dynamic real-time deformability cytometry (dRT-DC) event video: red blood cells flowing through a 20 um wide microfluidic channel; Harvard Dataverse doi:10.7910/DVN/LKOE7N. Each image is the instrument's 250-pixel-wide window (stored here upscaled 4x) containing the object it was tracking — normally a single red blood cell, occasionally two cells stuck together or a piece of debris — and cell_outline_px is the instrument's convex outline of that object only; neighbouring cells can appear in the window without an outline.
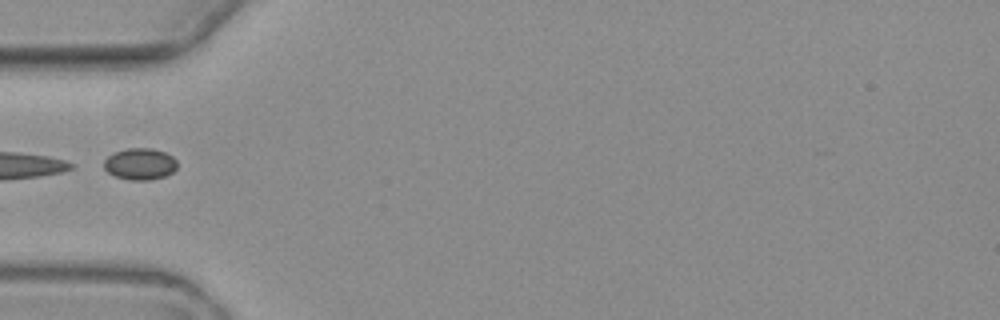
{"species": "common noctule bat (a hibernating species)", "species_latin": "Nyctalus noctula", "temperature_condition": "warm", "stored_images_in_passage": 5, "camera_frame_rate_fps": 3000, "um_per_image_px": 0.085, "animal": {"sex": "female", "body_mass_g": 19.3, "forearm_length_mm": 54.1}, "frame": {"image": 1, "passage_image": 5, "time_ms": 5.0, "image_size_px": [1000, 320], "cell_outline_px": [[176, 168], [172, 172], [164, 176], [148, 180], [132, 180], [116, 176], [108, 172], [104, 168], [104, 160], [112, 152], [124, 148], [152, 148], [164, 152], [172, 156], [176, 160]], "centroid_in_image_um": [11.88, 13.92], "position_along_channel_um": 73.1, "area_um2": 13.47}}